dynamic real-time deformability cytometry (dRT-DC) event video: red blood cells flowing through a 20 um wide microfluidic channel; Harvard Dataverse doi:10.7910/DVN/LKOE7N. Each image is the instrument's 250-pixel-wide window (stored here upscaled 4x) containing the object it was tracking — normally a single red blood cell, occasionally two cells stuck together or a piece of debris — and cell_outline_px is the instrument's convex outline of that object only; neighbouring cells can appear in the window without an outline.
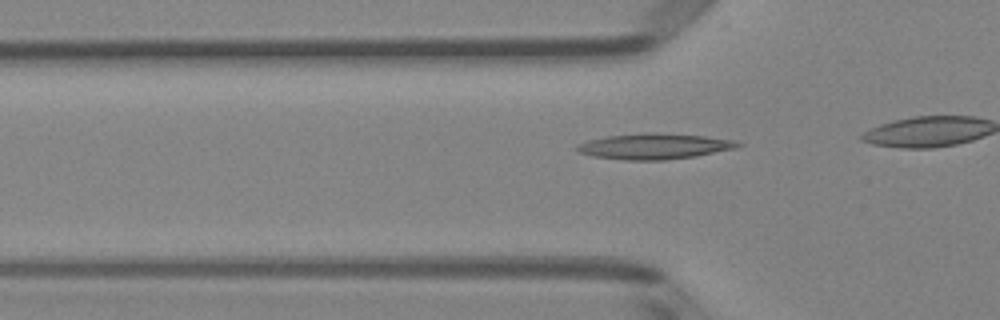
{"species": "Egyptian fruit bat (a non-hibernating species)", "species_latin": "Rousettus aegyptiacus", "temperature_condition": "room temperature", "stored_images_in_passage": 18, "camera_frame_rate_fps": 3000, "um_per_image_px": 0.085, "animal": {"sex": "female"}, "frame": {"image": 1, "passage_image": 13, "time_ms": 4.0, "image_size_px": [1000, 320], "cell_outline_px": [[744, 144], [736, 148], [696, 156], [664, 160], [624, 160], [592, 156], [580, 152], [576, 148], [580, 144], [588, 140], [608, 136], [648, 132], [652, 132], [704, 136], [732, 140]], "centroid_in_image_um": [55.63, 12.44], "position_along_channel_um": 70.2, "area_um2": 23.87}}